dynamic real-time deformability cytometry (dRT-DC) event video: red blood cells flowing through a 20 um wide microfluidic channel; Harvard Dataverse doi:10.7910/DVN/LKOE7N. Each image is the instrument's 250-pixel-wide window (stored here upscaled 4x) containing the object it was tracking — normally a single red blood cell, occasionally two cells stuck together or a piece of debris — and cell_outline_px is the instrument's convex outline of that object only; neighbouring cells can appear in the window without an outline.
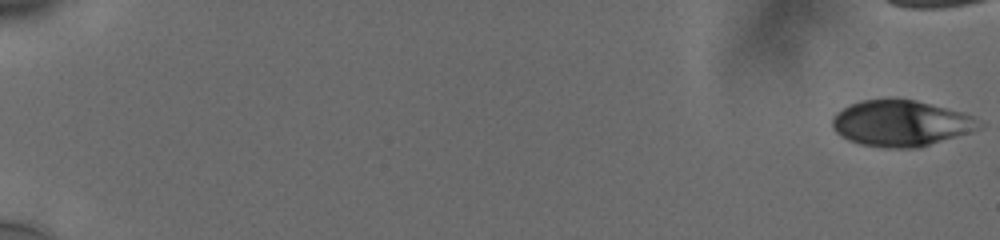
{"species": "human", "species_latin": "Homo sapiens", "temperature_condition": "cold", "stored_images_in_passage": 48, "camera_frame_rate_fps": 3000, "um_per_image_px": 0.085, "donor": {"sex": "male"}, "frame": {"image": 1, "passage_image": 1, "time_ms": 0.0, "image_size_px": [1000, 240], "cell_outline_px": [[976, 124], [968, 132], [916, 148], [888, 148], [860, 144], [848, 140], [836, 132], [832, 128], [832, 116], [836, 112], [860, 100], [892, 96], [916, 100], [960, 112], [972, 116], [976, 120]], "centroid_in_image_um": [76.43, 10.44], "position_along_channel_um": 8.6, "area_um2": 39.02}}
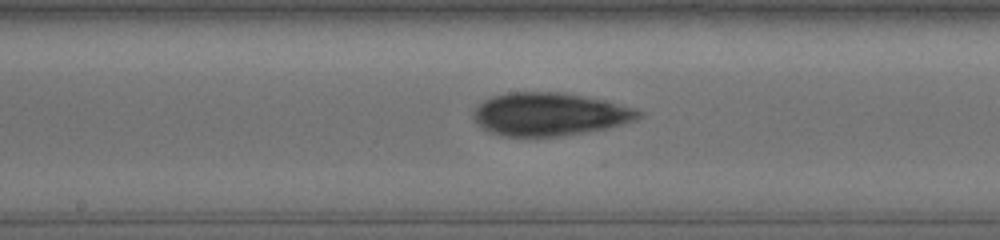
{"frame": {"image": 2, "passage_image": 33, "time_ms": 10.667, "image_size_px": [1000, 240], "cell_outline_px": [[644, 116], [636, 120], [608, 128], [536, 140], [500, 136], [484, 128], [472, 116], [476, 108], [484, 100], [492, 96], [512, 92], [560, 92], [604, 100], [636, 108], [644, 112]], "centroid_in_image_um": [46.74, 9.74], "position_along_channel_um": 201.5, "area_um2": 42.02}}
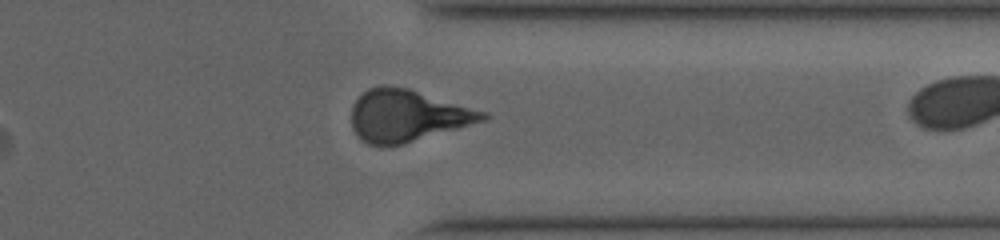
{"frame": {"image": 3, "passage_image": 47, "time_ms": 15.333, "image_size_px": [1000, 240], "cell_outline_px": [[488, 116], [484, 120], [404, 144], [380, 148], [368, 144], [360, 140], [352, 128], [352, 104], [368, 88], [380, 84], [384, 84], [408, 88], [488, 112]], "centroid_in_image_um": [34.56, 9.84], "position_along_channel_um": 376.8, "area_um2": 39.94}}